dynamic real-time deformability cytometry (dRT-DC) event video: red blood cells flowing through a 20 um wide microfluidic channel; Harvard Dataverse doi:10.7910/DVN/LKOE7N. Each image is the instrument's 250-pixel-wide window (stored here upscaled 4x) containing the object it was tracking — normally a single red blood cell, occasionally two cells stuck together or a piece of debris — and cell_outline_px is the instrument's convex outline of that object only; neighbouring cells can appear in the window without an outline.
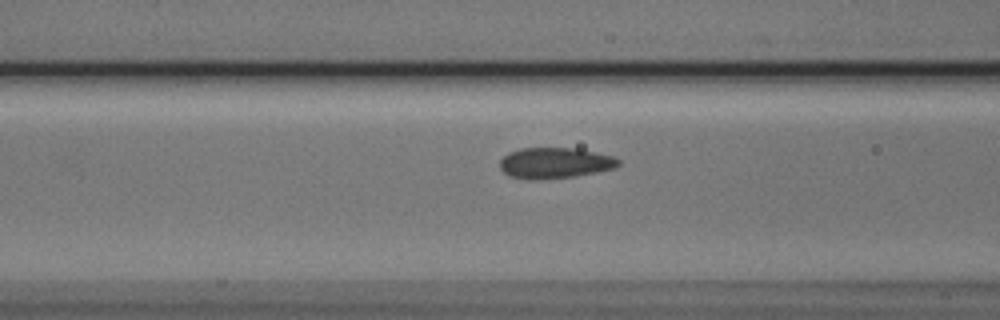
{"species": "Egyptian fruit bat (a non-hibernating species)", "species_latin": "Rousettus aegyptiacus", "temperature_condition": "cold", "stored_images_in_passage": 22, "camera_frame_rate_fps": 3000, "um_per_image_px": 0.085, "animal": {"sex": "male"}, "frame": {"image": 1, "passage_image": 14, "time_ms": 4.333, "image_size_px": [1000, 320], "cell_outline_px": [[620, 164], [616, 168], [576, 176], [532, 180], [528, 180], [508, 176], [500, 168], [500, 160], [508, 152], [520, 148], [576, 148], [612, 156], [620, 160]], "centroid_in_image_um": [47.14, 13.85], "position_along_channel_um": 119.5, "area_um2": 21.39}}
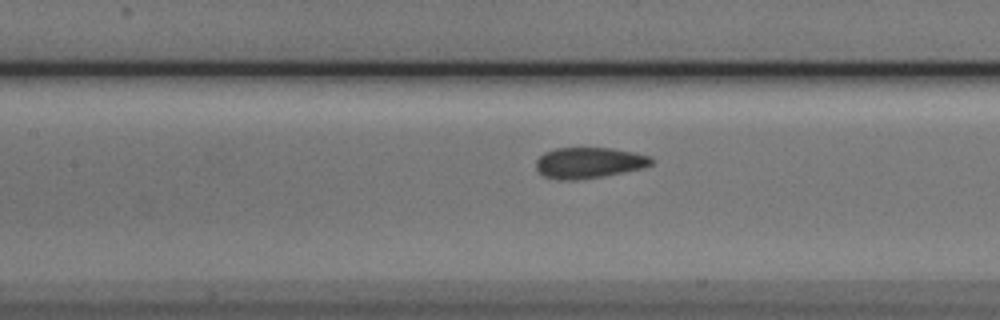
{"frame": {"image": 2, "passage_image": 17, "time_ms": 5.333, "image_size_px": [1000, 320], "cell_outline_px": [[652, 164], [644, 168], [604, 176], [572, 180], [560, 180], [544, 176], [536, 168], [536, 160], [544, 152], [556, 148], [612, 148], [636, 152], [652, 156]], "centroid_in_image_um": [50.09, 13.83], "position_along_channel_um": 157.3, "area_um2": 20.87}}
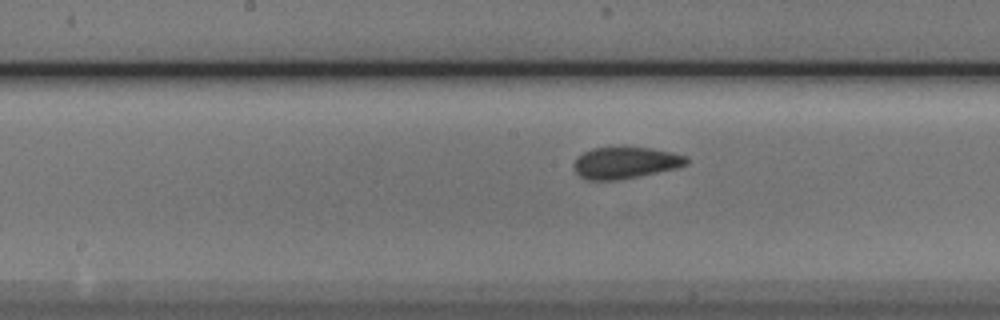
{"frame": {"image": 3, "passage_image": 20, "time_ms": 6.333, "image_size_px": [1000, 320], "cell_outline_px": [[688, 164], [676, 168], [616, 180], [588, 180], [580, 176], [576, 172], [572, 164], [576, 156], [592, 148], [652, 148], [672, 152], [688, 156]], "centroid_in_image_um": [53.13, 13.83], "position_along_channel_um": 195.1, "area_um2": 20.58}}